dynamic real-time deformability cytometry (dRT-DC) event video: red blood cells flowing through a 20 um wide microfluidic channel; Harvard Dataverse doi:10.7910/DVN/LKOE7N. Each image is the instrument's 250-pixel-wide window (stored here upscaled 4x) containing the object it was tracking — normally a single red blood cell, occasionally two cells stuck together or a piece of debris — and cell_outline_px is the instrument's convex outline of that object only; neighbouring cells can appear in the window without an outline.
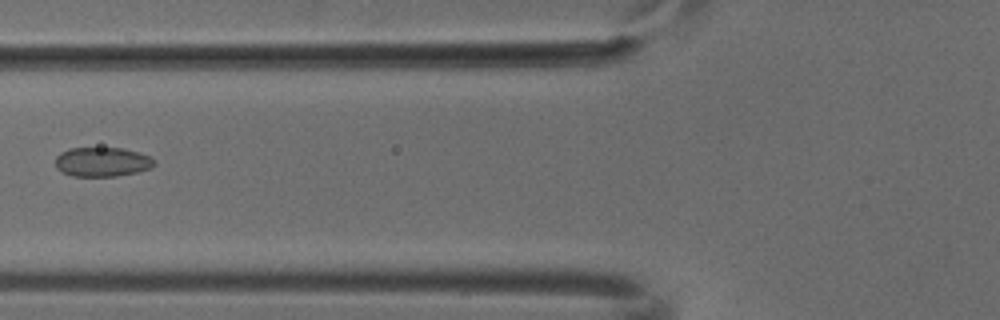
{"species": "common noctule bat (a hibernating species)", "species_latin": "Nyctalus noctula", "temperature_condition": "cold", "stored_images_in_passage": 7, "camera_frame_rate_fps": 3000, "um_per_image_px": 0.085, "animal": {"sex": "male", "body_mass_g": 18.8}, "frame": {"image": 1, "passage_image": 6, "time_ms": 1.667, "image_size_px": [1000, 320], "cell_outline_px": [[156, 164], [152, 168], [136, 172], [116, 176], [72, 176], [60, 172], [56, 168], [56, 156], [60, 152], [68, 148], [124, 148], [140, 152], [148, 156]], "centroid_in_image_um": [8.66, 13.76], "position_along_channel_um": 117.1, "area_um2": 17.05}}
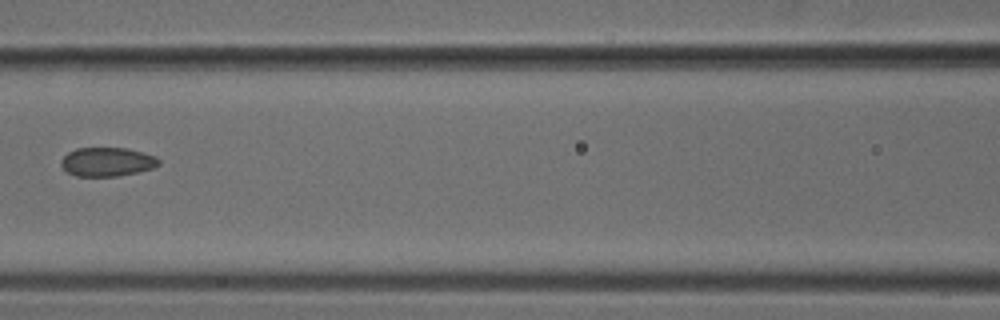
{"frame": {"image": 2, "passage_image": 7, "time_ms": 2.0, "image_size_px": [1000, 320], "cell_outline_px": [[160, 164], [152, 168], [136, 172], [116, 176], [76, 176], [68, 172], [60, 164], [60, 160], [68, 152], [76, 148], [128, 148], [156, 156], [160, 160]], "centroid_in_image_um": [9.1, 13.75], "position_along_channel_um": 157.5, "area_um2": 16.42}}